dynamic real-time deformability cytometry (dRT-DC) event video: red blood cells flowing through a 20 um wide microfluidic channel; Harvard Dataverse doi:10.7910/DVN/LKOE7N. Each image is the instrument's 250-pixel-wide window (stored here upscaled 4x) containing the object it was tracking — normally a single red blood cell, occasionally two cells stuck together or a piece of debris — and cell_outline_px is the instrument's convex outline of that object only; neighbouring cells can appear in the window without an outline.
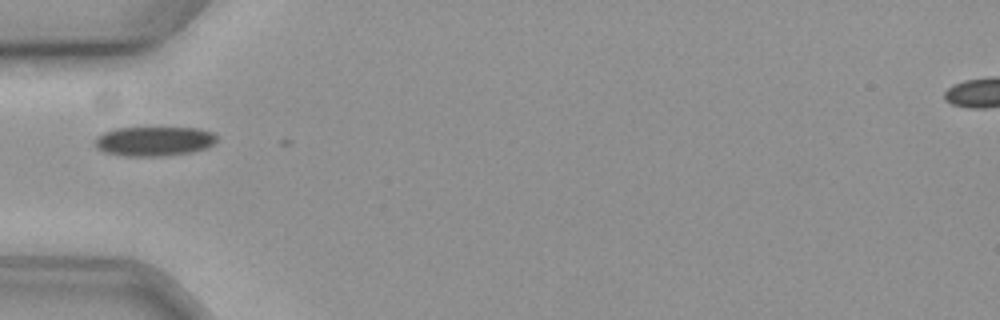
{"species": "common noctule bat (a hibernating species)", "species_latin": "Nyctalus noctula", "temperature_condition": "cold", "stored_images_in_passage": 4, "camera_frame_rate_fps": 3000, "um_per_image_px": 0.085, "animal": {"sex": "female", "body_mass_g": 19.3, "forearm_length_mm": 54.1}, "frame": {"image": 1, "passage_image": 1, "time_ms": 0.0, "image_size_px": [1000, 320], "cell_outline_px": [[216, 140], [212, 144], [204, 148], [192, 152], [164, 156], [124, 156], [104, 152], [96, 148], [96, 136], [112, 128], [200, 128], [212, 132], [216, 136]], "centroid_in_image_um": [13.07, 12.0], "position_along_channel_um": 71.9, "area_um2": 20.92}}